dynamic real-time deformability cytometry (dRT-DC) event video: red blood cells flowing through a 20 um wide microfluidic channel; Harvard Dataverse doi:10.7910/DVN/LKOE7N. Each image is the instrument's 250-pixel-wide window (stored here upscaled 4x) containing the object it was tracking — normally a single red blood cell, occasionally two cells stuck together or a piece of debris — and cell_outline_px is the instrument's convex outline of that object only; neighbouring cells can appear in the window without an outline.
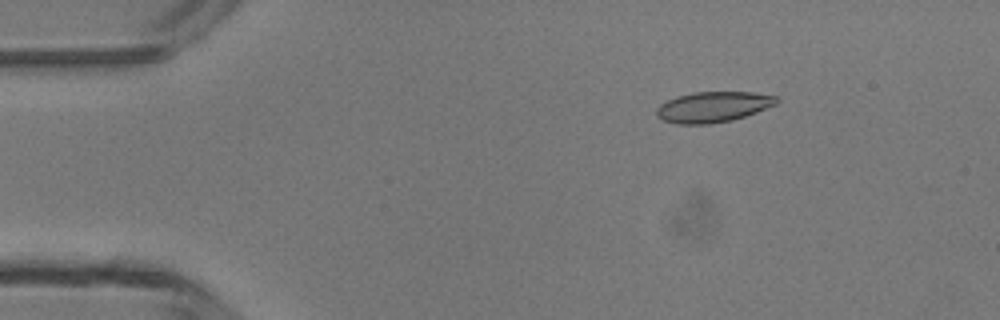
{"species": "common noctule bat (a hibernating species)", "species_latin": "Nyctalus noctula", "temperature_condition": "room temperature", "stored_images_in_passage": 3, "camera_frame_rate_fps": 3000, "um_per_image_px": 0.085, "animal": {"sex": "male", "body_mass_g": 13.3}, "frame": {"image": 1, "passage_image": 2, "time_ms": 1.0, "image_size_px": [1000, 320], "cell_outline_px": [[780, 100], [776, 104], [756, 112], [732, 120], [708, 124], [676, 124], [664, 120], [656, 116], [656, 108], [660, 104], [676, 96], [692, 92], [752, 92], [776, 96]], "centroid_in_image_um": [60.59, 9.08], "position_along_channel_um": 24.4, "area_um2": 21.39}}